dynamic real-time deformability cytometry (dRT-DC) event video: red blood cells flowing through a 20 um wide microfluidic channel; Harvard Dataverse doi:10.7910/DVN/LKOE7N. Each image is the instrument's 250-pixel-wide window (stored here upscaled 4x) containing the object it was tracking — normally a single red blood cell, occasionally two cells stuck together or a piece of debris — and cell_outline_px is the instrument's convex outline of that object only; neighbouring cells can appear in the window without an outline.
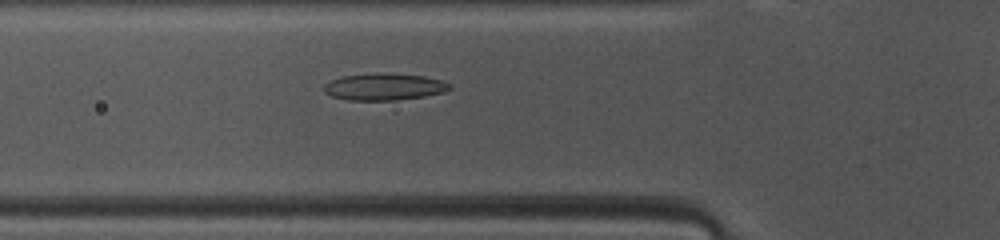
{"species": "common noctule bat (a hibernating species)", "species_latin": "Nyctalus noctula", "temperature_condition": "warm", "stored_images_in_passage": 47, "camera_frame_rate_fps": 3000, "um_per_image_px": 0.085, "animal": {"sex": "female", "body_mass_g": 10.0, "forearm_length_mm": 53.1}, "frame": {"image": 1, "passage_image": 15, "time_ms": 4.667, "image_size_px": [1000, 240], "cell_outline_px": [[452, 88], [444, 92], [424, 96], [396, 100], [348, 100], [332, 96], [324, 92], [324, 84], [332, 80], [344, 76], [380, 72], [424, 76], [440, 80], [452, 84]], "centroid_in_image_um": [32.67, 7.37], "position_along_channel_um": 93.1, "area_um2": 19.65}}
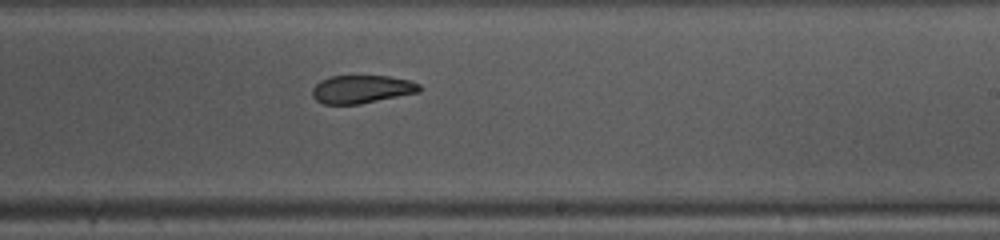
{"frame": {"image": 2, "passage_image": 27, "time_ms": 8.667, "image_size_px": [1000, 240], "cell_outline_px": [[420, 92], [360, 104], [324, 104], [316, 100], [312, 96], [312, 88], [320, 80], [332, 76], [388, 76], [412, 80], [420, 84]], "centroid_in_image_um": [30.75, 7.58], "position_along_channel_um": 258.2, "area_um2": 17.63}}
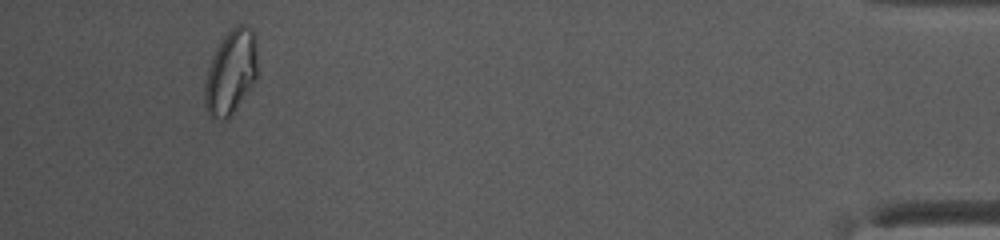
{"frame": {"image": 3, "passage_image": 44, "time_ms": 14.333, "image_size_px": [1000, 240], "cell_outline_px": [[256, 80], [232, 116], [224, 120], [220, 120], [212, 116], [208, 112], [204, 104], [204, 84], [208, 68], [212, 56], [220, 40], [236, 24], [244, 24], [252, 28], [256, 32]], "centroid_in_image_um": [19.63, 6.12], "position_along_channel_um": 415.6, "area_um2": 26.3}, "authors_computed_cell_mechanics": {"area_um2": 20.2878, "velocity_mm_per_s": 4.1101, "shape_relaxation_time_tau1_ms": 10.5266, "shape_relaxation_time_tau2_ms": 3.9705, "deformation_change_tau1": 0.2199, "deformation_change_tau2": 0.0948}}